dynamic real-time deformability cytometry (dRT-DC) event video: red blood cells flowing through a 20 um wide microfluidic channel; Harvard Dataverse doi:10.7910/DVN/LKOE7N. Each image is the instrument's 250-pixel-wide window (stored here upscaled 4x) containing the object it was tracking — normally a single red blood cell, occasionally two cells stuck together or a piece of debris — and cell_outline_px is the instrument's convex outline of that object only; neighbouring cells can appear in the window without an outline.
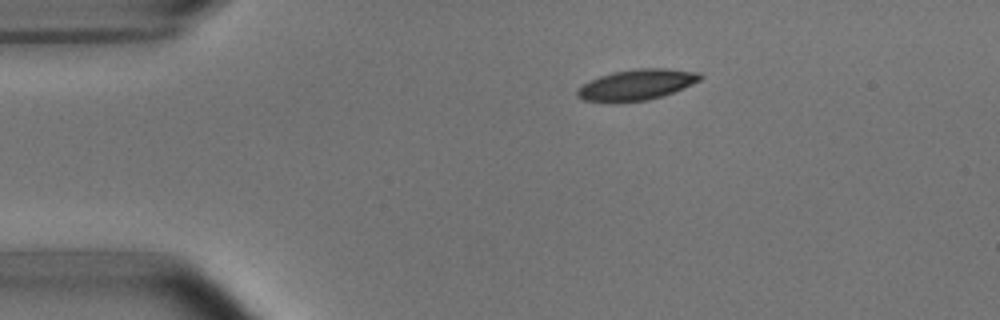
{"species": "common noctule bat (a hibernating species)", "species_latin": "Nyctalus noctula", "temperature_condition": "room temperature", "stored_images_in_passage": 5, "camera_frame_rate_fps": 3000, "um_per_image_px": 0.085, "animal": {"sex": "male", "body_mass_g": 15.6}, "frame": {"image": 1, "passage_image": 1, "time_ms": 0.0, "image_size_px": [1000, 320], "cell_outline_px": [[704, 76], [700, 80], [672, 92], [648, 100], [584, 100], [576, 96], [576, 92], [588, 80], [612, 72], [636, 68], [668, 68], [700, 72]], "centroid_in_image_um": [54.15, 7.15], "position_along_channel_um": 30.8, "area_um2": 21.39}}
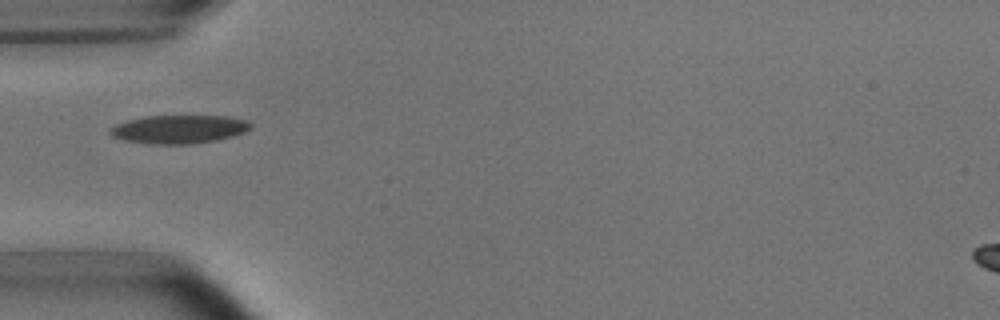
{"frame": {"image": 2, "passage_image": 3, "time_ms": 2.333, "image_size_px": [1000, 320], "cell_outline_px": [[252, 128], [244, 132], [232, 136], [216, 140], [192, 144], [148, 144], [124, 140], [112, 136], [108, 132], [108, 128], [116, 124], [128, 120], [148, 116], [228, 116], [248, 120], [252, 124]], "centroid_in_image_um": [15.21, 10.98], "position_along_channel_um": 69.8, "area_um2": 23.41}}
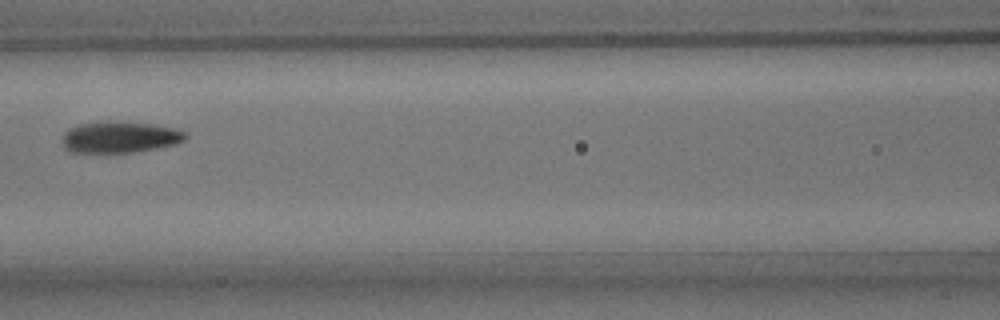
{"frame": {"image": 3, "passage_image": 5, "time_ms": 4.667, "image_size_px": [1000, 320], "cell_outline_px": [[188, 136], [184, 140], [176, 144], [128, 152], [72, 152], [64, 148], [64, 132], [68, 128], [80, 124], [108, 120], [116, 120], [152, 124], [180, 128], [188, 132]], "centroid_in_image_um": [10.23, 11.62], "position_along_channel_um": 156.4, "area_um2": 22.66}}